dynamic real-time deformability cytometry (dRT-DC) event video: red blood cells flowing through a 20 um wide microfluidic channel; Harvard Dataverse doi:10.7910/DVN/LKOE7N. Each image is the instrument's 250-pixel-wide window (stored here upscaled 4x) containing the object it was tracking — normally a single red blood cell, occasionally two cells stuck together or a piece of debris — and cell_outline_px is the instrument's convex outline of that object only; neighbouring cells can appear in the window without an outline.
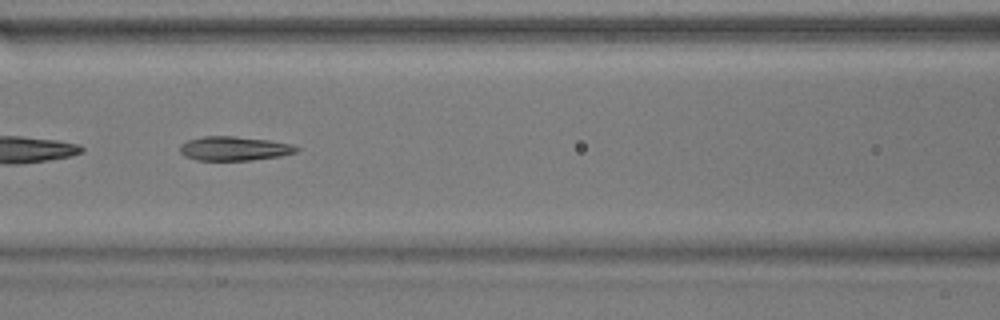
{"species": "common noctule bat (a hibernating species)", "species_latin": "Nyctalus noctula", "temperature_condition": "warm", "stored_images_in_passage": 53, "camera_frame_rate_fps": 3000, "um_per_image_px": 0.085, "animal": {"sex": "male", "body_mass_g": 17.9}, "frame": {"image": 1, "passage_image": 23, "time_ms": 7.333, "image_size_px": [1000, 320], "cell_outline_px": [[300, 148], [296, 152], [280, 156], [252, 160], [196, 160], [184, 156], [180, 152], [180, 144], [188, 140], [204, 136], [236, 136], [268, 140], [292, 144]], "centroid_in_image_um": [19.9, 12.62], "position_along_channel_um": 146.7, "area_um2": 16.42}, "authors_computed_cell_mechanics": {"area_um2": 18.207, "velocity_mm_per_s": 3.7537, "shape_relaxation_time_tau1_ms": 8.5327, "shape_relaxation_time_tau2_ms": 2.0089, "deformation_change_tau1": 0.2428, "deformation_change_tau2": 0.0972}}